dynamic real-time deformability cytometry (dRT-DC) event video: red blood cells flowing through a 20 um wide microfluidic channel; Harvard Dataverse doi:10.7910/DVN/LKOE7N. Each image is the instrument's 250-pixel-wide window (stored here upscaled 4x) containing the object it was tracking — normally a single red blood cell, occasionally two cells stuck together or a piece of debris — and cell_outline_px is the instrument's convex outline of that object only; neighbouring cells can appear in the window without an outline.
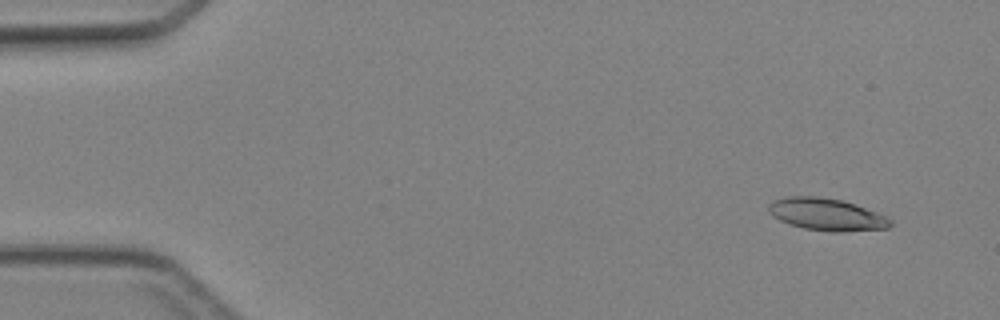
{"species": "Egyptian fruit bat (a non-hibernating species)", "species_latin": "Rousettus aegyptiacus", "temperature_condition": "cold", "stored_images_in_passage": 46, "camera_frame_rate_fps": 3000, "um_per_image_px": 0.085, "animal": {"sex": "female"}, "frame": {"image": 1, "passage_image": 4, "time_ms": 1.0, "image_size_px": [1000, 320], "cell_outline_px": [[892, 224], [888, 228], [844, 232], [832, 232], [804, 228], [788, 224], [772, 216], [768, 212], [768, 204], [776, 200], [788, 196], [820, 196], [840, 200], [876, 212], [892, 220]], "centroid_in_image_um": [70.23, 18.24], "position_along_channel_um": 14.8, "area_um2": 22.72}}
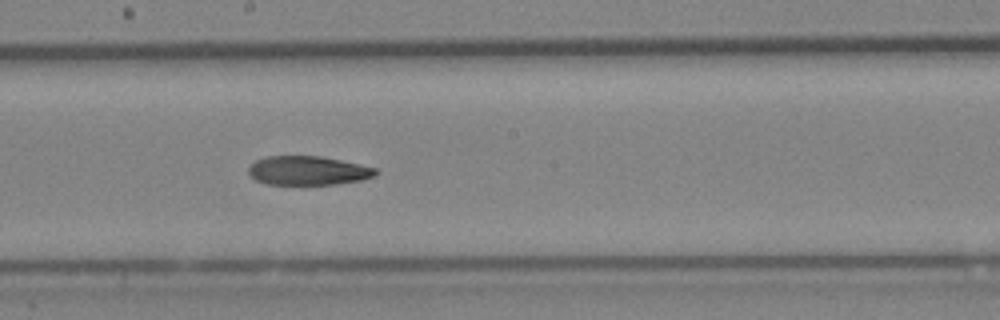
{"frame": {"image": 2, "passage_image": 26, "time_ms": 8.333, "image_size_px": [1000, 320], "cell_outline_px": [[380, 172], [376, 176], [360, 180], [336, 184], [268, 184], [256, 180], [248, 172], [248, 168], [256, 160], [268, 156], [320, 156], [360, 164], [376, 168]], "centroid_in_image_um": [26.21, 14.5], "position_along_channel_um": 222.0, "area_um2": 21.39}}
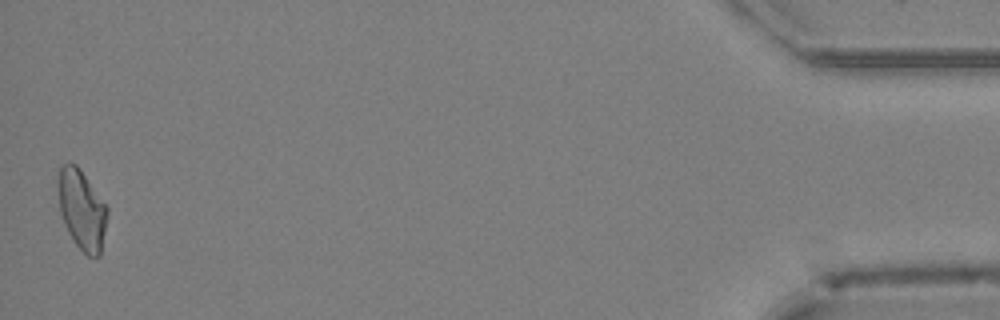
{"frame": {"image": 3, "passage_image": 46, "time_ms": 15.0, "image_size_px": [1000, 320], "cell_outline_px": [[108, 212], [100, 256], [88, 256], [72, 240], [64, 224], [60, 212], [60, 168], [64, 164], [76, 164], [80, 168], [108, 208]], "centroid_in_image_um": [6.99, 17.86], "position_along_channel_um": 428.2, "area_um2": 22.25}}